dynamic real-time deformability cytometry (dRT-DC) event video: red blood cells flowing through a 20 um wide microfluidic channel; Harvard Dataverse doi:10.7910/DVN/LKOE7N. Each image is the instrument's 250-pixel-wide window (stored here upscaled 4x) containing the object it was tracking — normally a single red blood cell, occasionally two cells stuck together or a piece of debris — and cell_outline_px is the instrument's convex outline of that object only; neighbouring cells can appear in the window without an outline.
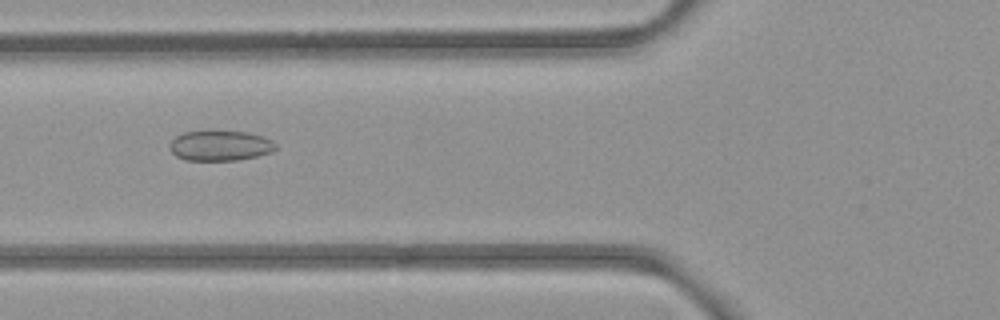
{"species": "common noctule bat (a hibernating species)", "species_latin": "Nyctalus noctula", "temperature_condition": "room temperature", "stored_images_in_passage": 53, "camera_frame_rate_fps": 3000, "um_per_image_px": 0.085, "animal": {"sex": "female", "body_mass_g": 21.9}, "frame": {"image": 1, "passage_image": 20, "time_ms": 6.333, "image_size_px": [1000, 320], "cell_outline_px": [[276, 148], [272, 152], [256, 156], [236, 160], [184, 160], [176, 156], [172, 152], [172, 140], [176, 136], [184, 132], [212, 128], [244, 132], [260, 136], [272, 140], [276, 144]], "centroid_in_image_um": [18.7, 12.34], "position_along_channel_um": 107.1, "area_um2": 19.02}}
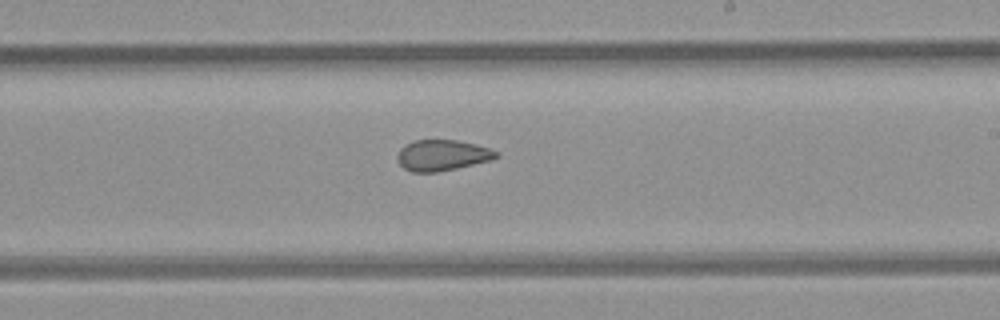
{"frame": {"image": 2, "passage_image": 31, "time_ms": 10.0, "image_size_px": [1000, 320], "cell_outline_px": [[500, 156], [492, 160], [456, 168], [436, 172], [412, 172], [404, 168], [396, 160], [396, 156], [400, 148], [416, 140], [456, 140], [476, 144], [500, 152]], "centroid_in_image_um": [37.6, 13.2], "position_along_channel_um": 251.4, "area_um2": 17.8}}
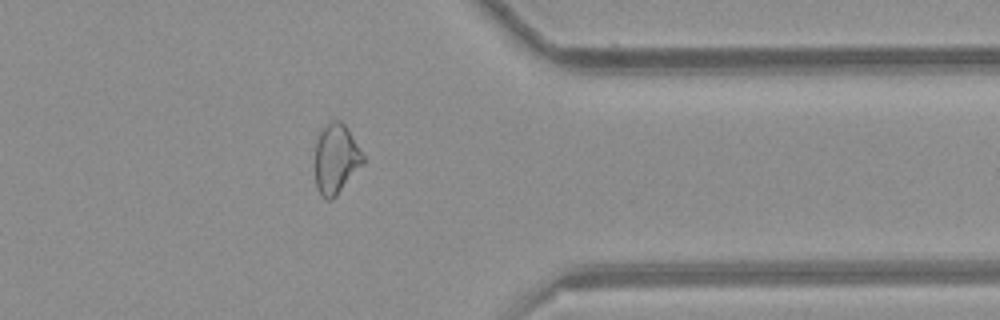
{"frame": {"image": 3, "passage_image": 42, "time_ms": 13.667, "image_size_px": [1000, 320], "cell_outline_px": [[364, 164], [336, 196], [332, 200], [328, 200], [316, 188], [316, 140], [320, 128], [332, 120], [340, 120], [344, 124], [352, 136], [364, 156]], "centroid_in_image_um": [28.56, 13.49], "position_along_channel_um": 382.8, "area_um2": 19.48}, "authors_computed_cell_mechanics": {"area_um2": 20.6924, "velocity_mm_per_s": 3.9238, "shape_relaxation_time_tau1_ms": null, "shape_relaxation_time_tau2_ms": 2.037, "deformation_change_tau1": null, "deformation_change_tau2": 0.0658}}